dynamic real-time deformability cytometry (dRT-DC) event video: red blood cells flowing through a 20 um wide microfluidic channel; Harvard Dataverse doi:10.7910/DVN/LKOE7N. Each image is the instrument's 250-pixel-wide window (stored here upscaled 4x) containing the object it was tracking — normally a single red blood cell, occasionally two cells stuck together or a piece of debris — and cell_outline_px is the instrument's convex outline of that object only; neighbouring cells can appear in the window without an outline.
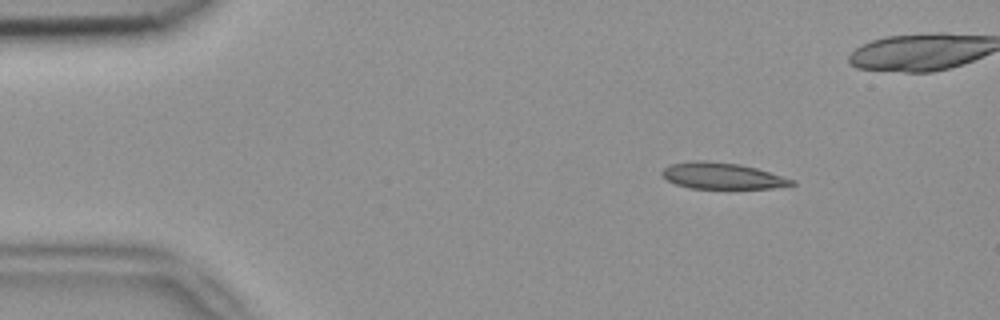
{"species": "common noctule bat (a hibernating species)", "species_latin": "Nyctalus noctula", "temperature_condition": "room temperature", "stored_images_in_passage": 4, "camera_frame_rate_fps": 3000, "um_per_image_px": 0.085, "animal": {"sex": "female", "body_mass_g": 18.4}, "frame": {"image": 1, "passage_image": 1, "time_ms": 0.0, "image_size_px": [1000, 320], "cell_outline_px": [[796, 184], [772, 188], [688, 188], [676, 184], [668, 180], [660, 172], [664, 168], [672, 164], [692, 160], [708, 160], [740, 164], [756, 168], [796, 180]], "centroid_in_image_um": [61.39, 14.94], "position_along_channel_um": 23.6, "area_um2": 19.83}}